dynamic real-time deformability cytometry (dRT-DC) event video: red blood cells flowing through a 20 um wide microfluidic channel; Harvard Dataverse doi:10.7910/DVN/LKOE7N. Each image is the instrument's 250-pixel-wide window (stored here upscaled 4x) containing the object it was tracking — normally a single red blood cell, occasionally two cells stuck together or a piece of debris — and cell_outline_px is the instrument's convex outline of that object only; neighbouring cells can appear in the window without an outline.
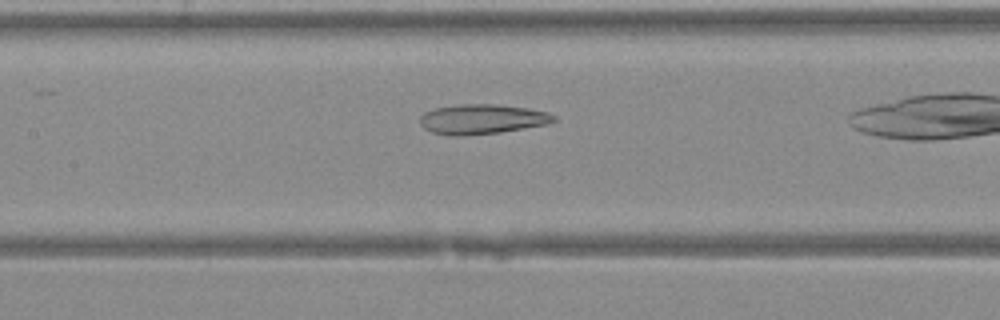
{"species": "Egyptian fruit bat (a non-hibernating species)", "species_latin": "Rousettus aegyptiacus", "temperature_condition": "warm", "stored_images_in_passage": 20, "camera_frame_rate_fps": 3000, "um_per_image_px": 0.085, "animal": {"sex": "female"}, "frame": {"image": 1, "passage_image": 6, "time_ms": 1.667, "image_size_px": [1000, 320], "cell_outline_px": [[556, 120], [548, 124], [500, 132], [464, 136], [452, 136], [432, 132], [424, 128], [420, 124], [420, 116], [424, 112], [436, 108], [456, 104], [492, 104], [528, 108], [548, 112], [556, 116]], "centroid_in_image_um": [40.96, 10.13], "position_along_channel_um": 166.4, "area_um2": 23.35}}